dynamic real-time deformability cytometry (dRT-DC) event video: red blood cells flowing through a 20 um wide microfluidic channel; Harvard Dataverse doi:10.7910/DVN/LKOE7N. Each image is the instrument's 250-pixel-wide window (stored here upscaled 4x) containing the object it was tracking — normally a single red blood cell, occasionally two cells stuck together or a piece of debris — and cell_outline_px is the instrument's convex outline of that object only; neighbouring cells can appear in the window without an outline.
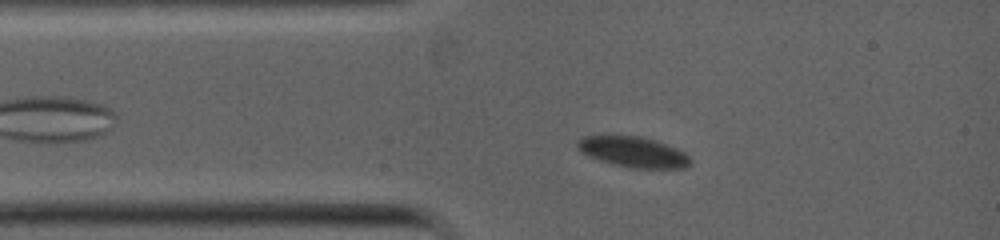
{"species": "common noctule bat (a hibernating species)", "species_latin": "Nyctalus noctula", "temperature_condition": "warm", "stored_images_in_passage": 17, "camera_frame_rate_fps": 5000, "um_per_image_px": 0.085, "animal": {"sex": "female", "body_mass_g": 19.0, "forearm_length_mm": 53.3}, "frame": {"image": 1, "passage_image": 10, "time_ms": 1.8, "image_size_px": [1000, 240], "cell_outline_px": [[692, 164], [684, 168], [628, 168], [600, 160], [588, 156], [576, 144], [584, 136], [640, 136], [656, 140], [676, 148], [684, 152], [692, 160]], "centroid_in_image_um": [53.89, 12.93], "position_along_channel_um": 31.1, "area_um2": 19.88}}
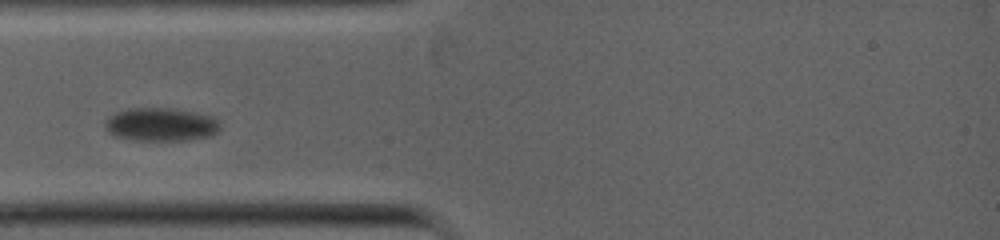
{"frame": {"image": 2, "passage_image": 16, "time_ms": 3.0, "image_size_px": [1000, 240], "cell_outline_px": [[220, 132], [212, 136], [196, 140], [172, 144], [148, 144], [128, 140], [112, 136], [104, 128], [104, 120], [108, 116], [124, 108], [176, 108], [216, 116], [220, 120]], "centroid_in_image_um": [13.7, 10.66], "position_along_channel_um": 71.3, "area_um2": 24.68}}